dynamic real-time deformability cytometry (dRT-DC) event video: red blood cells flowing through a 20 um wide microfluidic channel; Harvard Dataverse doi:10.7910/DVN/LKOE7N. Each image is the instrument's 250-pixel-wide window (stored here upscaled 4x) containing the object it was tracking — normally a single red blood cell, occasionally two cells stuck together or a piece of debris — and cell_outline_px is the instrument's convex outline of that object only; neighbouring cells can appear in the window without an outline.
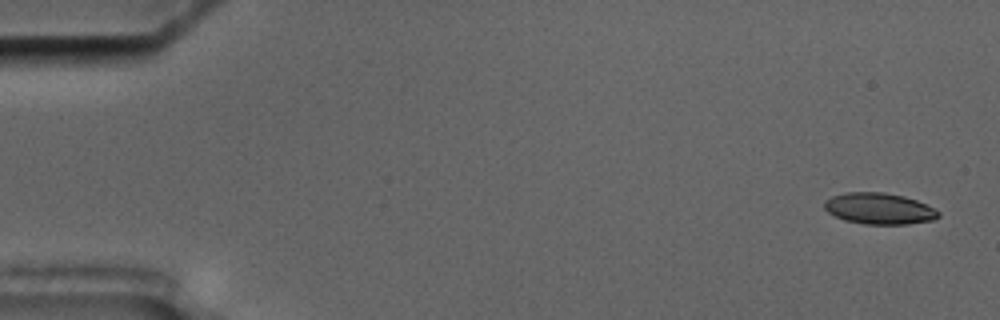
{"species": "common noctule bat (a hibernating species)", "species_latin": "Nyctalus noctula", "temperature_condition": "cold", "stored_images_in_passage": 9, "camera_frame_rate_fps": 3000, "um_per_image_px": 0.085, "animal": {"sex": "male", "body_mass_g": 17.5, "forearm_length_mm": 52.3}, "frame": {"image": 1, "passage_image": 1, "time_ms": 0.0, "image_size_px": [1000, 320], "cell_outline_px": [[940, 216], [932, 220], [908, 224], [864, 224], [844, 220], [828, 212], [824, 208], [824, 200], [832, 196], [844, 192], [884, 192], [904, 196], [916, 200], [940, 212]], "centroid_in_image_um": [74.7, 17.72], "position_along_channel_um": 10.3, "area_um2": 20.75}}
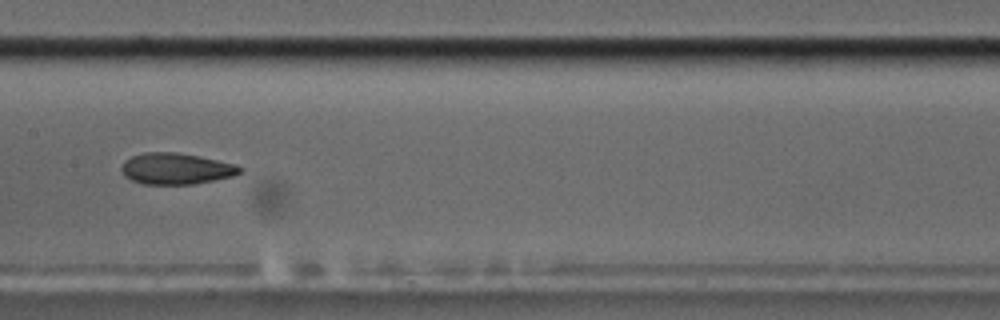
{"frame": {"image": 2, "passage_image": 9, "time_ms": 9.0, "image_size_px": [1000, 320], "cell_outline_px": [[244, 172], [232, 176], [192, 184], [144, 184], [132, 180], [124, 176], [120, 168], [124, 160], [132, 156], [144, 152], [176, 152], [200, 156], [236, 164], [244, 168]], "centroid_in_image_um": [14.97, 14.33], "position_along_channel_um": 192.4, "area_um2": 21.68}}